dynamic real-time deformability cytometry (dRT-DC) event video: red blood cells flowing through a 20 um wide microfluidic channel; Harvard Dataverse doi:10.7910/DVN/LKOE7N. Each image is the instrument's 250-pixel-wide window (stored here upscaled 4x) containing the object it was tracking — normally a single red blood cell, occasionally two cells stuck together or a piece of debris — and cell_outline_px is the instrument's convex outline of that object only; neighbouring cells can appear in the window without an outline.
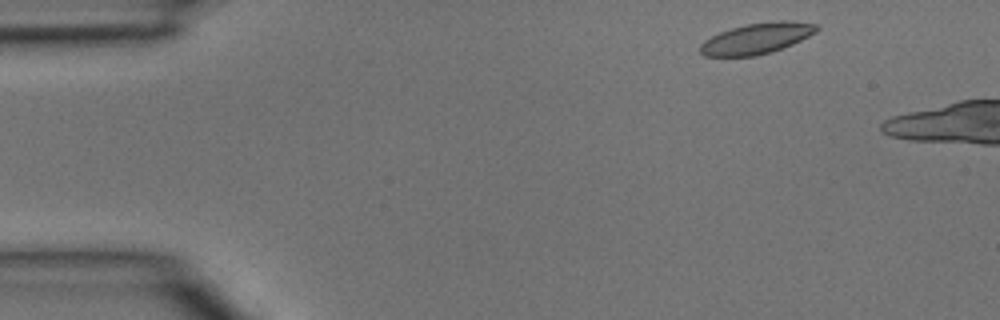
{"species": "common noctule bat (a hibernating species)", "species_latin": "Nyctalus noctula", "temperature_condition": "room temperature", "stored_images_in_passage": 2, "camera_frame_rate_fps": 3000, "um_per_image_px": 0.085, "animal": {"sex": "male", "body_mass_g": 15.6}, "frame": {"image": 1, "passage_image": 1, "time_ms": 0.0, "image_size_px": [1000, 320], "cell_outline_px": [[820, 28], [816, 32], [792, 44], [772, 52], [756, 56], [704, 56], [700, 52], [700, 44], [704, 40], [720, 32], [732, 28], [748, 24], [776, 20], [788, 20], [816, 24]], "centroid_in_image_um": [64.33, 3.27], "position_along_channel_um": 20.7, "area_um2": 20.87}}